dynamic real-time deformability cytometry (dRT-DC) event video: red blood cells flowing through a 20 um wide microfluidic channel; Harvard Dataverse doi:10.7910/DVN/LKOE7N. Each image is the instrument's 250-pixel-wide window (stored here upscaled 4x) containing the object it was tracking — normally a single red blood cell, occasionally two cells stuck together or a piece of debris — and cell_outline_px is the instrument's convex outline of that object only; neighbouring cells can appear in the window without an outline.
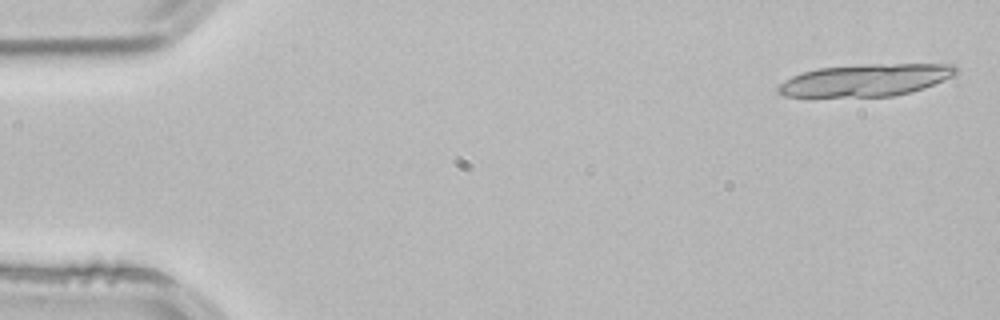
{"species": "common noctule bat (a hibernating species)", "species_latin": "Nyctalus noctula", "temperature_condition": "room temperature", "stored_images_in_passage": 3, "camera_frame_rate_fps": 3000, "um_per_image_px": 0.085, "animal": {"sex": "male", "body_mass_g": 21.5, "forearm_length_mm": 52.0}, "frame": {"image": 1, "passage_image": 1, "time_ms": 0.0, "image_size_px": [1000, 320], "cell_outline_px": [[960, 72], [944, 80], [924, 88], [892, 96], [784, 96], [776, 92], [776, 88], [784, 80], [792, 76], [816, 68], [864, 64], [956, 64]], "centroid_in_image_um": [73.6, 6.79], "position_along_channel_um": 11.4, "area_um2": 33.29}}